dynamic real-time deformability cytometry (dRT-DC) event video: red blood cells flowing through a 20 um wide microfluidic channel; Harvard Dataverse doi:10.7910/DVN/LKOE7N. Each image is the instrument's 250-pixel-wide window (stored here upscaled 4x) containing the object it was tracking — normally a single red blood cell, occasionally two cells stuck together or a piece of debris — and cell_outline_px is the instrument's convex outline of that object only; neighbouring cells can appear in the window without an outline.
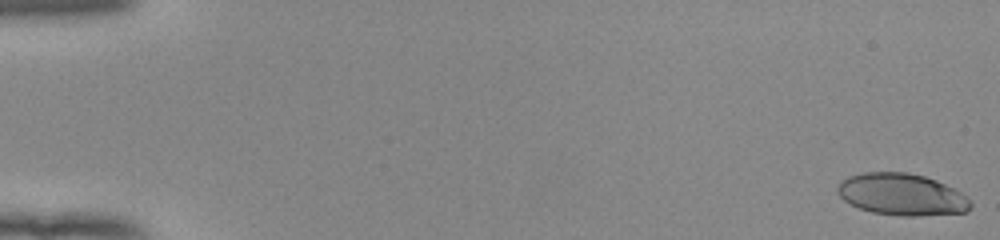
{"species": "human", "species_latin": "Homo sapiens", "temperature_condition": "room temperature", "stored_images_in_passage": 53, "camera_frame_rate_fps": 3000, "um_per_image_px": 0.085, "donor": {"sex": "female"}, "frame": {"image": 1, "passage_image": 1, "time_ms": 0.0, "image_size_px": [1000, 240], "cell_outline_px": [[972, 208], [964, 212], [916, 216], [900, 216], [872, 212], [860, 208], [844, 200], [836, 192], [836, 188], [840, 180], [848, 176], [864, 172], [908, 172], [924, 176], [936, 180], [960, 192], [972, 200]], "centroid_in_image_um": [76.64, 16.52], "position_along_channel_um": 8.4, "area_um2": 32.54}}
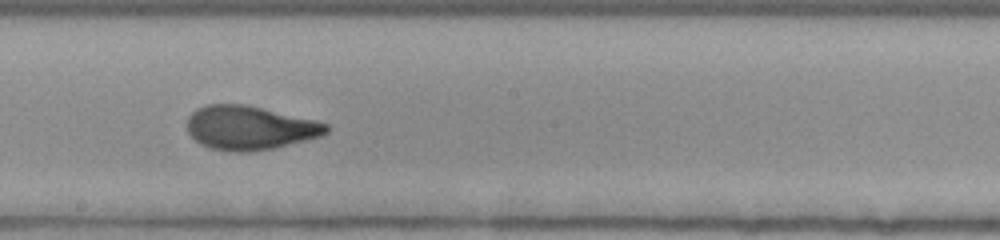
{"frame": {"image": 2, "passage_image": 31, "time_ms": 10.0, "image_size_px": [1000, 240], "cell_outline_px": [[328, 132], [320, 136], [276, 148], [248, 152], [236, 152], [208, 148], [200, 144], [188, 132], [188, 116], [196, 108], [208, 104], [244, 104], [316, 120], [328, 124]], "centroid_in_image_um": [21.21, 10.87], "position_along_channel_um": 227.0, "area_um2": 35.6}}
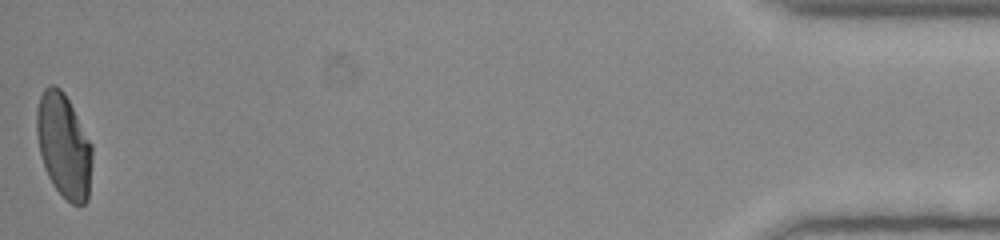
{"frame": {"image": 3, "passage_image": 53, "time_ms": 17.333, "image_size_px": [1000, 240], "cell_outline_px": [[92, 160], [88, 200], [80, 208], [72, 204], [52, 184], [44, 168], [40, 152], [36, 132], [36, 108], [40, 96], [44, 88], [48, 84], [56, 84], [64, 92], [92, 144]], "centroid_in_image_um": [5.42, 12.38], "position_along_channel_um": 429.8, "area_um2": 33.93}, "authors_computed_cell_mechanics": {"area_um2": 34.6222, "velocity_mm_per_s": 3.9546, "shape_relaxation_time_tau1_ms": 6.631, "shape_relaxation_time_tau2_ms": 0.8689, "deformation_change_tau1": 0.2319, "deformation_change_tau2": 0.07}}